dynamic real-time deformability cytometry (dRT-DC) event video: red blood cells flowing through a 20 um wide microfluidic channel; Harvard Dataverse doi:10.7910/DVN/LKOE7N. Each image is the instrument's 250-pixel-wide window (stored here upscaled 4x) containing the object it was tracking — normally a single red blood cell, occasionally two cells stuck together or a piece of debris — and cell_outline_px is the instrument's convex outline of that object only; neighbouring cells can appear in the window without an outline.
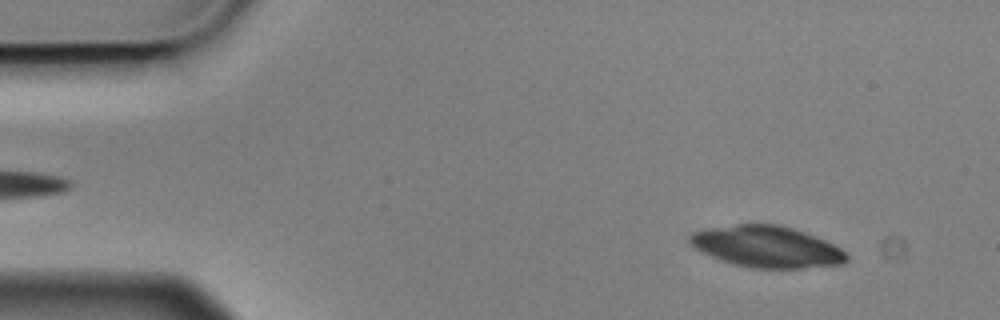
{"species": "Egyptian fruit bat (a non-hibernating species)", "species_latin": "Rousettus aegyptiacus", "temperature_condition": "cold", "stored_images_in_passage": 5, "camera_frame_rate_fps": 3000, "um_per_image_px": 0.085, "animal": {"sex": "male"}, "frame": {"image": 1, "passage_image": 1, "time_ms": 0.0, "image_size_px": [1000, 320], "cell_outline_px": [[848, 260], [844, 264], [804, 268], [748, 268], [732, 264], [720, 260], [700, 252], [688, 240], [688, 236], [692, 232], [708, 228], [736, 224], [780, 224], [804, 232], [824, 240], [848, 252]], "centroid_in_image_um": [65.17, 20.98], "position_along_channel_um": 19.8, "area_um2": 38.09}}